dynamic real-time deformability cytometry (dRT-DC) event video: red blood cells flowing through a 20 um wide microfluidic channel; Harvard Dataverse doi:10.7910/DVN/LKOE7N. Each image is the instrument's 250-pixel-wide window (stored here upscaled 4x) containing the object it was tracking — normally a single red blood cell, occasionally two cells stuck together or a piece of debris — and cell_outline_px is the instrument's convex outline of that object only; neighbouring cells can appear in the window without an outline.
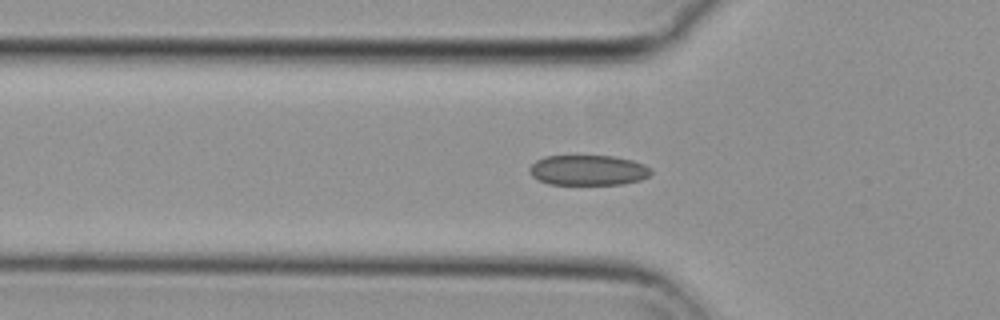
{"species": "common noctule bat (a hibernating species)", "species_latin": "Nyctalus noctula", "temperature_condition": "cold", "stored_images_in_passage": 40, "camera_frame_rate_fps": 3000, "um_per_image_px": 0.085, "animal": {"sex": "female", "body_mass_g": 29.2, "forearm_length_mm": 56.3}, "frame": {"image": 1, "passage_image": 6, "time_ms": 1.667, "image_size_px": [1000, 320], "cell_outline_px": [[652, 172], [648, 176], [640, 180], [624, 184], [548, 184], [532, 176], [528, 172], [528, 168], [536, 160], [544, 156], [612, 156], [632, 160], [644, 164], [652, 168]], "centroid_in_image_um": [49.99, 14.46], "position_along_channel_um": 75.8, "area_um2": 21.5}}
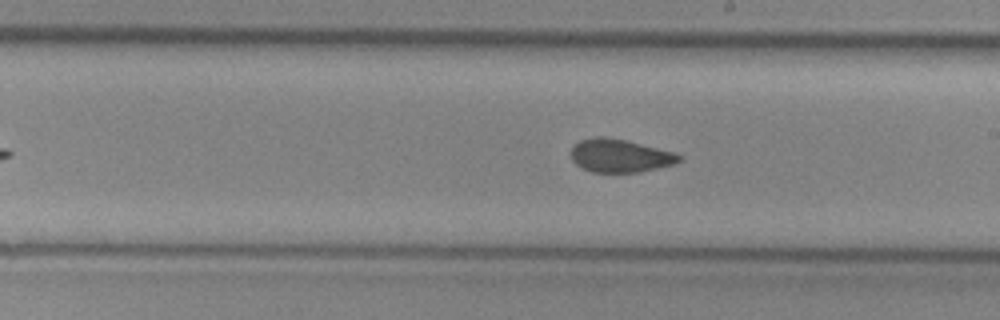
{"frame": {"image": 2, "passage_image": 19, "time_ms": 6.0, "image_size_px": [1000, 320], "cell_outline_px": [[684, 156], [680, 160], [672, 164], [656, 168], [636, 172], [592, 172], [576, 164], [572, 160], [572, 148], [580, 140], [592, 136], [604, 136], [624, 140], [676, 152]], "centroid_in_image_um": [52.7, 13.22], "position_along_channel_um": 236.3, "area_um2": 20.69}}
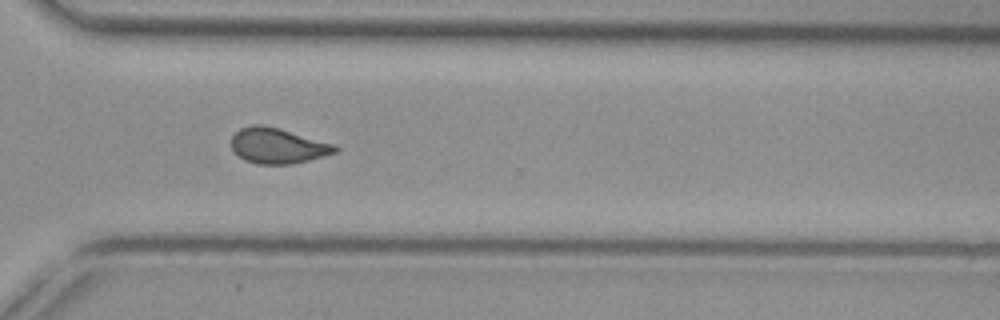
{"frame": {"image": 3, "passage_image": 28, "time_ms": 9.0, "image_size_px": [1000, 320], "cell_outline_px": [[340, 148], [336, 152], [324, 156], [292, 164], [256, 164], [244, 160], [232, 148], [232, 136], [240, 128], [252, 124], [260, 124], [276, 128], [336, 144]], "centroid_in_image_um": [23.62, 12.39], "position_along_channel_um": 347.0, "area_um2": 21.27}, "authors_computed_cell_mechanics": {"area_um2": 21.5016, "velocity_mm_per_s": 3.6964, "shape_relaxation_time_tau1_ms": 10.825, "shape_relaxation_time_tau2_ms": 1.54, "deformation_change_tau1": 0.1693, "deformation_change_tau2": 0.076}}